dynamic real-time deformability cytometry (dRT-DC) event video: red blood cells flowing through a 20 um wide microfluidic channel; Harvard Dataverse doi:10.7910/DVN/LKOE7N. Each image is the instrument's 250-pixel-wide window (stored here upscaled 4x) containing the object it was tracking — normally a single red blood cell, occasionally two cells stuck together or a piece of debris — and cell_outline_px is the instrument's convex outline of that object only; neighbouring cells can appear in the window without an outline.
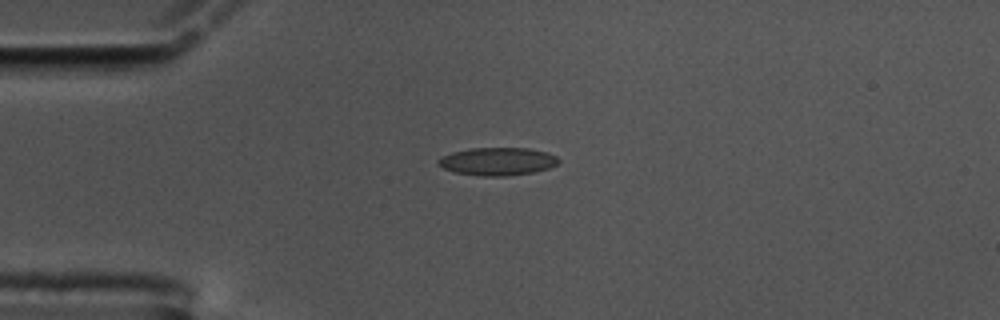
{"species": "common noctule bat (a hibernating species)", "species_latin": "Nyctalus noctula", "temperature_condition": "cold", "stored_images_in_passage": 45, "camera_frame_rate_fps": 3000, "um_per_image_px": 0.085, "animal": {"sex": "male", "body_mass_g": 17.5, "forearm_length_mm": 52.3}, "frame": {"image": 1, "passage_image": 1, "time_ms": 0.0, "image_size_px": [1000, 320], "cell_outline_px": [[560, 160], [556, 164], [548, 168], [532, 172], [504, 176], [480, 176], [452, 172], [444, 168], [440, 164], [440, 160], [444, 156], [452, 152], [472, 148], [528, 148], [548, 152], [556, 156]], "centroid_in_image_um": [42.32, 13.72], "position_along_channel_um": 42.7, "area_um2": 19.31}}
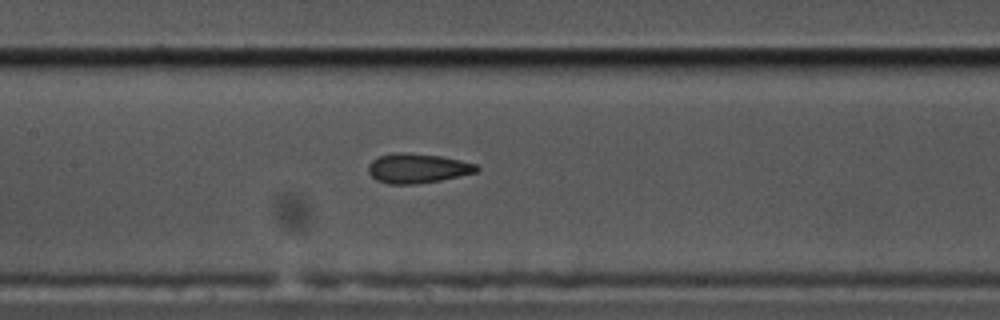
{"frame": {"image": 2, "passage_image": 14, "time_ms": 4.333, "image_size_px": [1000, 320], "cell_outline_px": [[480, 168], [476, 172], [460, 176], [440, 180], [416, 184], [388, 184], [376, 180], [368, 172], [368, 164], [372, 160], [380, 156], [396, 152], [400, 152], [440, 156], [460, 160], [476, 164]], "centroid_in_image_um": [35.47, 14.31], "position_along_channel_um": 171.9, "area_um2": 18.61}}
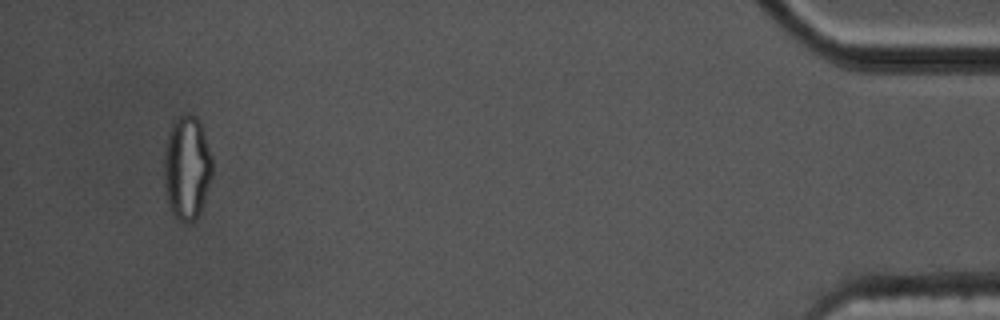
{"frame": {"image": 3, "passage_image": 42, "time_ms": 13.667, "image_size_px": [1000, 320], "cell_outline_px": [[212, 176], [200, 212], [196, 220], [180, 220], [168, 208], [164, 184], [164, 148], [168, 132], [176, 116], [188, 112], [196, 116], [200, 120], [212, 156]], "centroid_in_image_um": [15.88, 14.19], "position_along_channel_um": 419.3, "area_um2": 29.65}, "authors_computed_cell_mechanics": {"area_um2": 18.9006, "velocity_mm_per_s": 3.4612, "shape_relaxation_time_tau1_ms": 5.8268, "shape_relaxation_time_tau2_ms": 1.639, "deformation_change_tau1": 0.1767, "deformation_change_tau2": 0.0899}}